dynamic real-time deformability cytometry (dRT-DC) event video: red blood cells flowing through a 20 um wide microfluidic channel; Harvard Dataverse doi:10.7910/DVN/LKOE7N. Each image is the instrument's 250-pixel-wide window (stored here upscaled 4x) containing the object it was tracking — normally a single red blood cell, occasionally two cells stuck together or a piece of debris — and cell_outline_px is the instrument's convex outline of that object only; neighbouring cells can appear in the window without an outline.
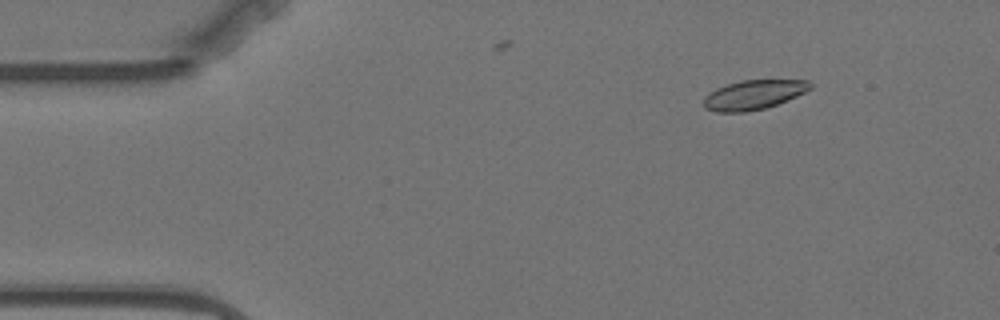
{"species": "Egyptian fruit bat (a non-hibernating species)", "species_latin": "Rousettus aegyptiacus", "temperature_condition": "warm", "stored_images_in_passage": 9, "camera_frame_rate_fps": 3000, "um_per_image_px": 0.085, "animal": {"sex": "female"}, "frame": {"image": 1, "passage_image": 2, "time_ms": 1.333, "image_size_px": [1000, 320], "cell_outline_px": [[812, 88], [788, 100], [764, 108], [744, 112], [716, 112], [704, 108], [704, 96], [708, 92], [716, 88], [740, 80], [808, 80], [812, 84]], "centroid_in_image_um": [64.03, 8.05], "position_along_channel_um": 21.0, "area_um2": 18.26}}
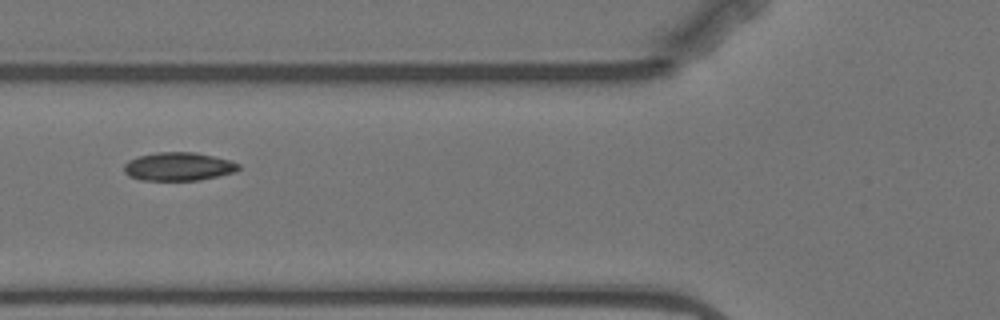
{"frame": {"image": 2, "passage_image": 6, "time_ms": 6.0, "image_size_px": [1000, 320], "cell_outline_px": [[240, 168], [236, 172], [220, 176], [200, 180], [140, 180], [128, 176], [124, 172], [124, 164], [128, 160], [136, 156], [156, 152], [196, 152], [228, 160], [240, 164]], "centroid_in_image_um": [15.15, 14.16], "position_along_channel_um": 110.7, "area_um2": 19.13}}
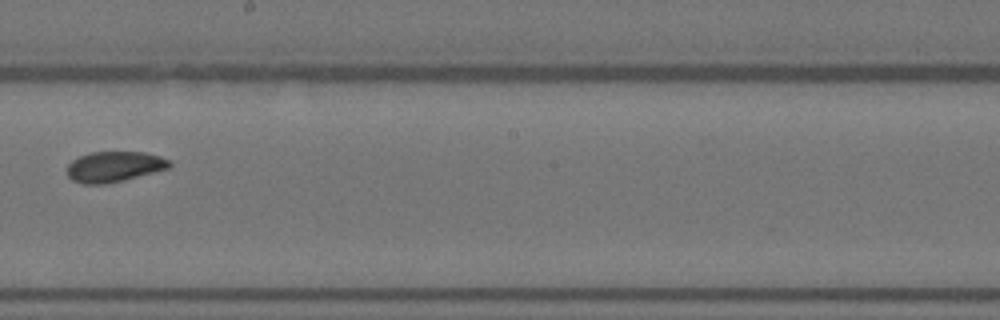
{"frame": {"image": 3, "passage_image": 9, "time_ms": 9.667, "image_size_px": [1000, 320], "cell_outline_px": [[172, 164], [168, 168], [124, 180], [108, 184], [84, 184], [72, 180], [68, 176], [68, 164], [72, 160], [80, 156], [92, 152], [144, 152], [160, 156], [168, 160]], "centroid_in_image_um": [9.69, 14.17], "position_along_channel_um": 238.5, "area_um2": 18.09}}